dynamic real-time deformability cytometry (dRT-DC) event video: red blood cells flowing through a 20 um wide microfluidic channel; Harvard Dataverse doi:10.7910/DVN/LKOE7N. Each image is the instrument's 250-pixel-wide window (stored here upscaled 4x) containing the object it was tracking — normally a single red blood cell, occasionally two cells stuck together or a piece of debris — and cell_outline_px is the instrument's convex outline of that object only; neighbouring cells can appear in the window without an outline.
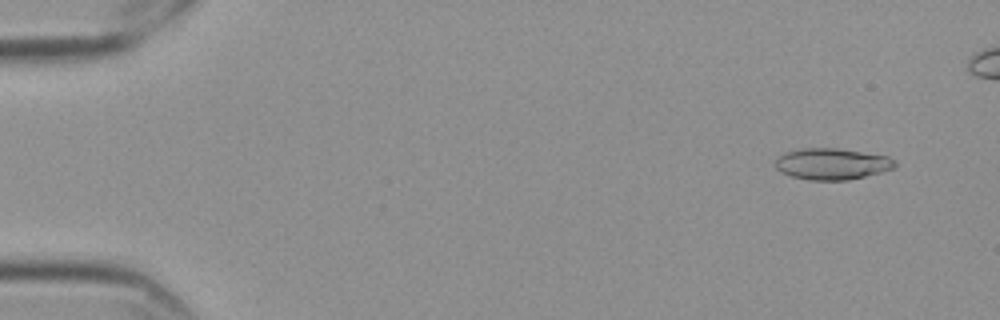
{"species": "Egyptian fruit bat (a non-hibernating species)", "species_latin": "Rousettus aegyptiacus", "temperature_condition": "cold", "stored_images_in_passage": 53, "camera_frame_rate_fps": 3000, "um_per_image_px": 0.085, "frame": {"image": 1, "passage_image": 4, "time_ms": 1.0, "image_size_px": [1000, 320], "cell_outline_px": [[896, 168], [848, 180], [812, 180], [792, 176], [780, 172], [776, 168], [776, 156], [784, 152], [800, 148], [836, 148], [888, 156], [896, 160]], "centroid_in_image_um": [70.7, 13.92], "position_along_channel_um": 14.3, "area_um2": 21.91}}
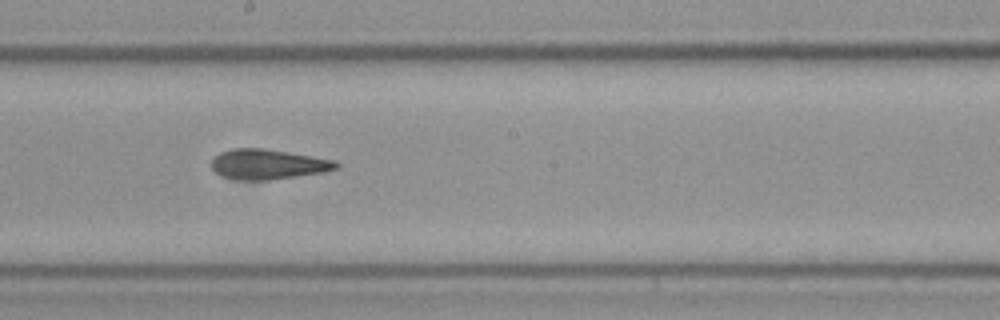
{"frame": {"image": 2, "passage_image": 32, "time_ms": 10.333, "image_size_px": [1000, 320], "cell_outline_px": [[340, 164], [336, 168], [324, 172], [268, 180], [236, 180], [220, 176], [212, 168], [212, 160], [220, 152], [232, 148], [264, 148], [336, 160]], "centroid_in_image_um": [22.76, 13.96], "position_along_channel_um": 225.4, "area_um2": 21.85}}
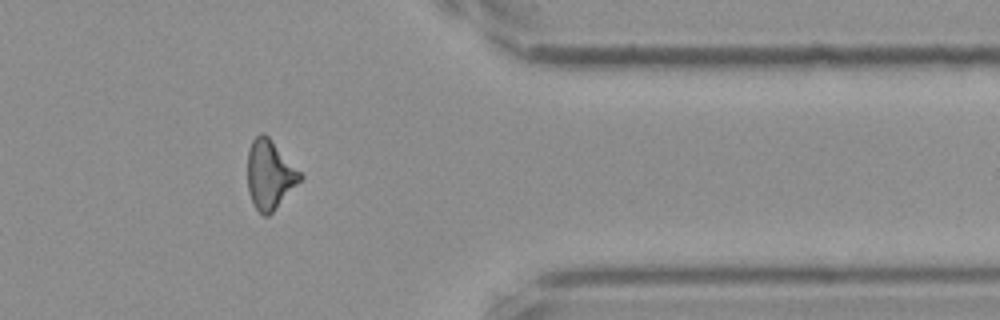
{"frame": {"image": 3, "passage_image": 47, "time_ms": 15.333, "image_size_px": [1000, 320], "cell_outline_px": [[304, 176], [272, 212], [268, 216], [264, 216], [256, 208], [248, 192], [248, 148], [252, 140], [260, 132], [264, 132], [268, 136]], "centroid_in_image_um": [22.91, 14.82], "position_along_channel_um": 388.5, "area_um2": 20.81}}